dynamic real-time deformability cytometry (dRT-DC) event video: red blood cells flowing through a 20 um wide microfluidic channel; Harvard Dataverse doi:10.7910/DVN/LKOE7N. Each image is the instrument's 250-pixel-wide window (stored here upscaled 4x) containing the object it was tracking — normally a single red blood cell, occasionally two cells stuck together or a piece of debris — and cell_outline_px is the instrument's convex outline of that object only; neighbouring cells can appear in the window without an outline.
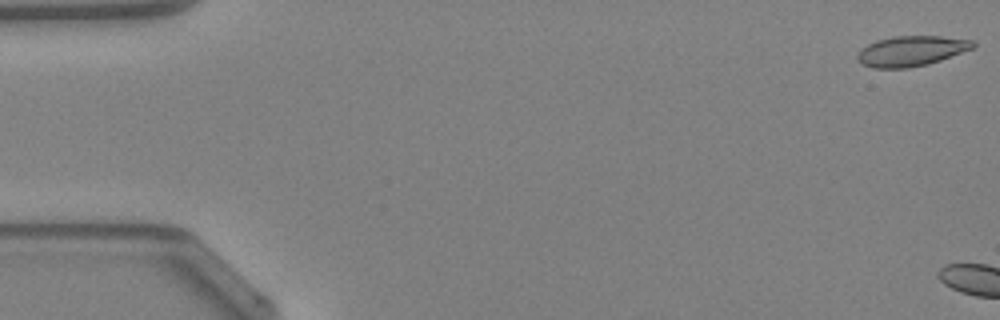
{"species": "Egyptian fruit bat (a non-hibernating species)", "species_latin": "Rousettus aegyptiacus", "temperature_condition": "warm", "stored_images_in_passage": 5, "camera_frame_rate_fps": 3000, "um_per_image_px": 0.085, "animal": {"sex": "female"}, "frame": {"image": 1, "passage_image": 1, "time_ms": 0.0, "image_size_px": [1000, 320], "cell_outline_px": [[976, 44], [972, 48], [940, 60], [928, 64], [908, 68], [872, 68], [864, 64], [856, 56], [868, 44], [876, 40], [896, 36], [940, 36], [972, 40]], "centroid_in_image_um": [77.47, 4.33], "position_along_channel_um": 7.5, "area_um2": 20.0}}